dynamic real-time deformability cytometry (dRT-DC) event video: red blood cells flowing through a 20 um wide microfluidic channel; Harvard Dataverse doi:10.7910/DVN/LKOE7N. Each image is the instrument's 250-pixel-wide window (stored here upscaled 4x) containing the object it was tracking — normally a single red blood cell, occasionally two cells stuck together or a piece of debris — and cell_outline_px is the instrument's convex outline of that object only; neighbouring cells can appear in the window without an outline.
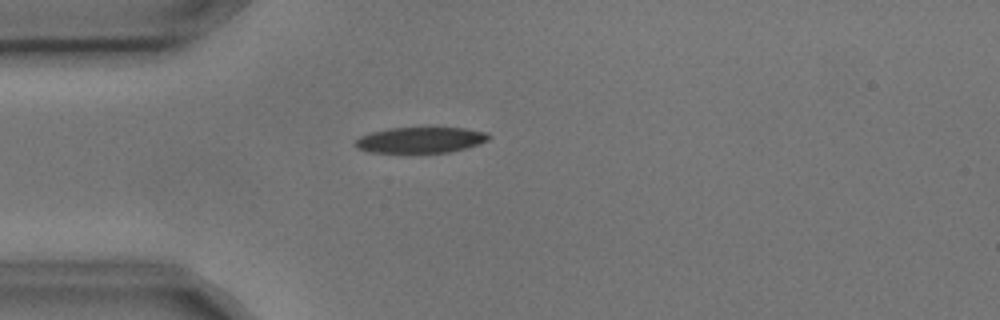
{"species": "common noctule bat (a hibernating species)", "species_latin": "Nyctalus noctula", "temperature_condition": "cold", "stored_images_in_passage": 4, "camera_frame_rate_fps": 3000, "um_per_image_px": 0.085, "animal": {"sex": "male", "body_mass_g": 17.9, "forearm_length_mm": 54.2}, "frame": {"image": 1, "passage_image": 4, "time_ms": 1.0, "image_size_px": [1000, 320], "cell_outline_px": [[492, 136], [488, 140], [480, 144], [448, 152], [368, 152], [356, 148], [352, 144], [360, 136], [372, 132], [388, 128], [464, 128], [488, 132]], "centroid_in_image_um": [35.74, 11.89], "position_along_channel_um": 49.3, "area_um2": 20.06}}